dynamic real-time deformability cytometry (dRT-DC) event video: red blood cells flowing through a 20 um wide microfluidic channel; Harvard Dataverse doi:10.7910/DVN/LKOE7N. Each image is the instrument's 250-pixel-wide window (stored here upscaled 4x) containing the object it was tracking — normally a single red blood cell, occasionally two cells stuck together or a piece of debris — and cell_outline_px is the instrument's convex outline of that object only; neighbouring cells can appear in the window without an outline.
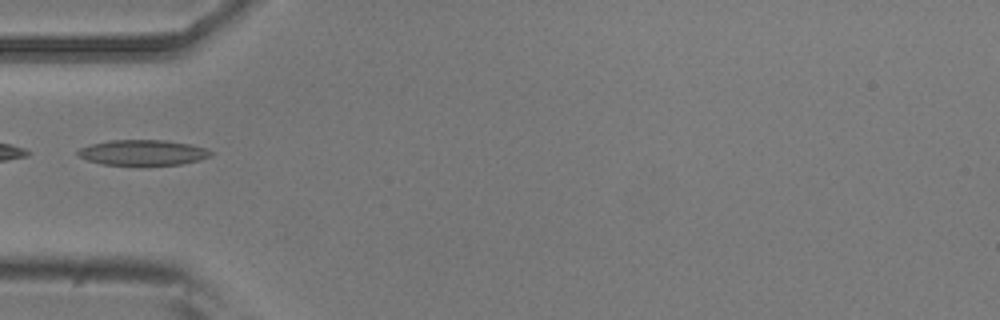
{"species": "common noctule bat (a hibernating species)", "species_latin": "Nyctalus noctula", "temperature_condition": "room temperature", "stored_images_in_passage": 3, "camera_frame_rate_fps": 3000, "um_per_image_px": 0.085, "animal": {"sex": "male", "body_mass_g": 20.5, "forearm_length_mm": 52.5}, "frame": {"image": 1, "passage_image": 2, "time_ms": 0.333, "image_size_px": [1000, 320], "cell_outline_px": [[212, 156], [180, 164], [140, 168], [100, 164], [76, 156], [76, 152], [80, 148], [92, 144], [108, 140], [164, 140], [188, 144], [208, 148], [212, 152]], "centroid_in_image_um": [12.1, 13.01], "position_along_channel_um": 72.9, "area_um2": 20.58}}